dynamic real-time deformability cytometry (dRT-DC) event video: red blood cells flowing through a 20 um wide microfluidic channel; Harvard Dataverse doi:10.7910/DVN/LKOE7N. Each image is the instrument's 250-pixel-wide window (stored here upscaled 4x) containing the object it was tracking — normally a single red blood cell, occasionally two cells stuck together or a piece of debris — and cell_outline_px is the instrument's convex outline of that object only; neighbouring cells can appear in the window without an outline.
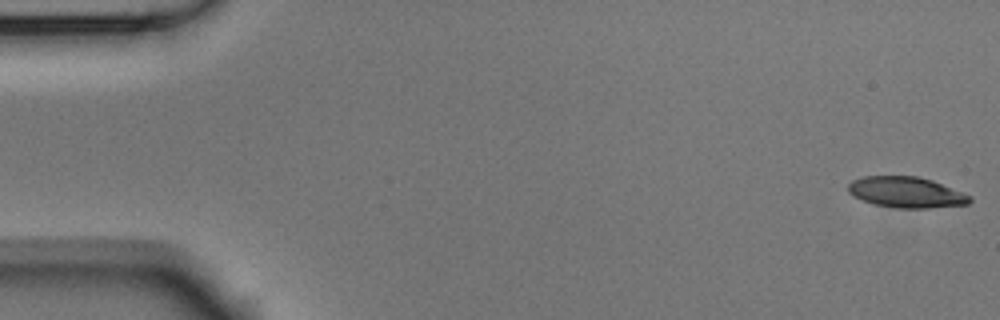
{"species": "Egyptian fruit bat (a non-hibernating species)", "species_latin": "Rousettus aegyptiacus", "temperature_condition": "room temperature", "stored_images_in_passage": 54, "camera_frame_rate_fps": 3000, "um_per_image_px": 0.085, "animal": {"sex": "male"}, "frame": {"image": 1, "passage_image": 1, "time_ms": 0.0, "image_size_px": [1000, 320], "cell_outline_px": [[972, 200], [968, 204], [928, 208], [896, 208], [872, 204], [848, 192], [848, 184], [852, 180], [864, 176], [916, 176], [932, 180], [972, 196]], "centroid_in_image_um": [77.04, 16.34], "position_along_channel_um": 8.0, "area_um2": 21.79}}
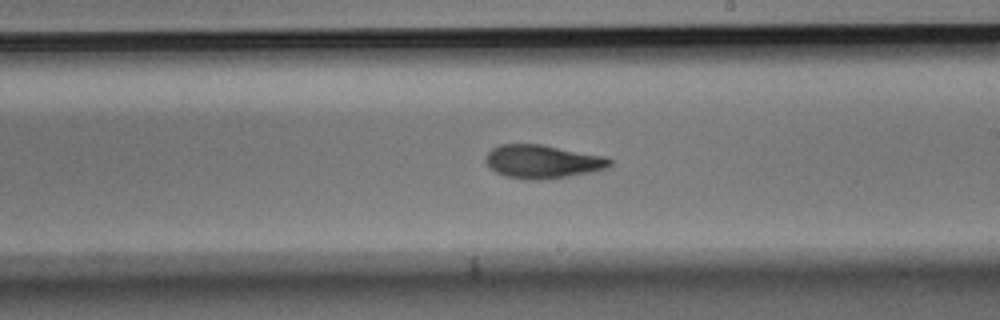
{"frame": {"image": 2, "passage_image": 31, "time_ms": 10.0, "image_size_px": [1000, 320], "cell_outline_px": [[612, 164], [608, 168], [568, 176], [540, 180], [524, 180], [504, 176], [496, 172], [484, 160], [484, 156], [492, 148], [500, 144], [544, 144], [604, 156], [612, 160]], "centroid_in_image_um": [46.1, 13.73], "position_along_channel_um": 242.9, "area_um2": 24.33}}
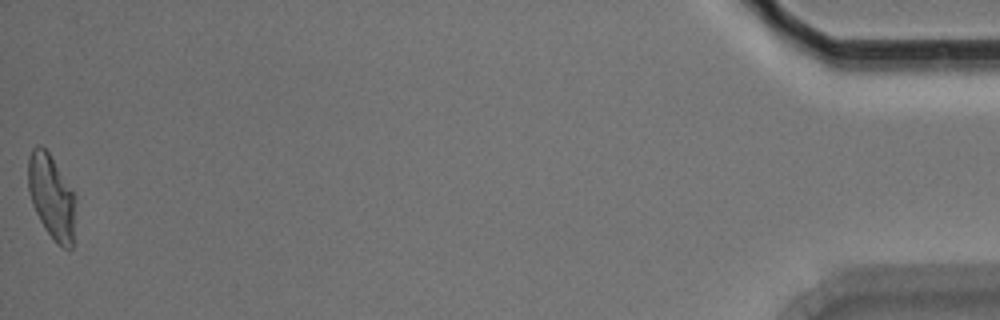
{"frame": {"image": 3, "passage_image": 54, "time_ms": 17.667, "image_size_px": [1000, 320], "cell_outline_px": [[76, 196], [72, 248], [64, 248], [56, 244], [44, 228], [32, 204], [28, 188], [28, 156], [32, 148], [36, 144], [40, 144], [48, 152]], "centroid_in_image_um": [4.37, 16.73], "position_along_channel_um": 430.8, "area_um2": 23.29}, "authors_computed_cell_mechanics": {"area_um2": 23.698, "velocity_mm_per_s": 3.7179, "shape_relaxation_time_tau1_ms": 3.9129, "shape_relaxation_time_tau2_ms": 3.7421, "deformation_change_tau1": 0.1647, "deformation_change_tau2": 0.1063}}